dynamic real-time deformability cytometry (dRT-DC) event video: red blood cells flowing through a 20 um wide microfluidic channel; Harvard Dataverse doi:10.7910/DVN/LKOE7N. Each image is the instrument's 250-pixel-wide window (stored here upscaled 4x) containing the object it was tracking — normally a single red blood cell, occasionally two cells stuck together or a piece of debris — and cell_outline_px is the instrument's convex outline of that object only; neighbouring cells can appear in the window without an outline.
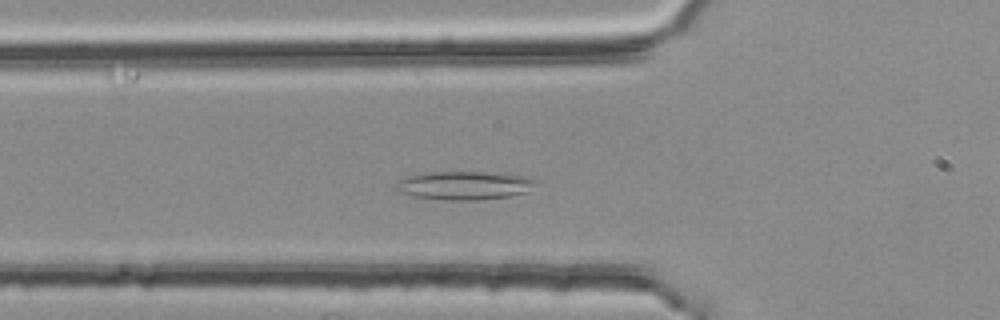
{"species": "common noctule bat (a hibernating species)", "species_latin": "Nyctalus noctula", "temperature_condition": "room temperature", "stored_images_in_passage": 46, "camera_frame_rate_fps": 3000, "um_per_image_px": 0.085, "animal": {"sex": "female", "body_mass_g": 25.1}, "frame": {"image": 1, "passage_image": 14, "time_ms": 4.333, "image_size_px": [1000, 320], "cell_outline_px": [[540, 180], [524, 192], [508, 196], [476, 200], [448, 200], [412, 196], [396, 192], [392, 188], [404, 176], [432, 172], [484, 172], [524, 176]], "centroid_in_image_um": [39.38, 15.76], "position_along_channel_um": 86.4, "area_um2": 23.12}}
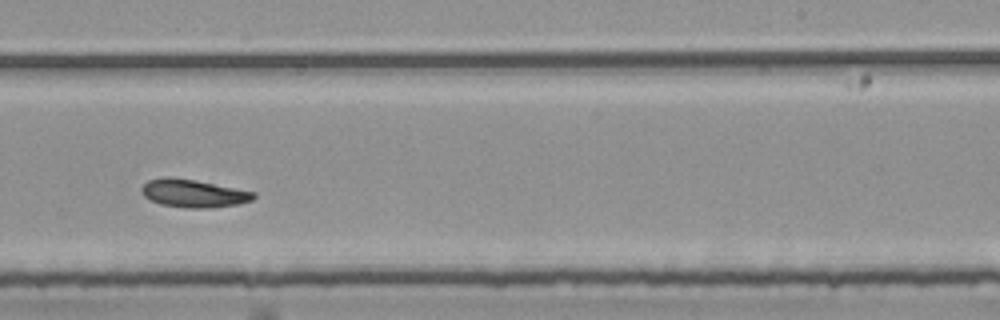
{"frame": {"image": 2, "passage_image": 29, "time_ms": 9.333, "image_size_px": [1000, 320], "cell_outline_px": [[256, 196], [252, 200], [236, 204], [208, 208], [188, 208], [160, 204], [144, 196], [140, 188], [148, 180], [164, 176], [168, 176], [196, 180], [256, 192]], "centroid_in_image_um": [16.43, 16.42], "position_along_channel_um": 272.6, "area_um2": 18.21}}
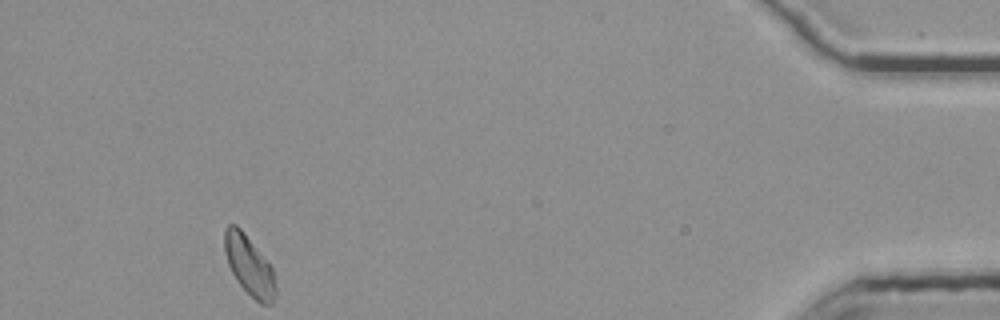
{"frame": {"image": 3, "passage_image": 46, "time_ms": 15.0, "image_size_px": [1000, 320], "cell_outline_px": [[276, 296], [272, 304], [260, 304], [236, 280], [228, 264], [224, 252], [224, 228], [228, 224], [236, 224], [244, 232], [272, 268], [276, 288]], "centroid_in_image_um": [21.16, 22.56], "position_along_channel_um": 414.0, "area_um2": 17.57}, "authors_computed_cell_mechanics": {"area_um2": 18.2359, "velocity_mm_per_s": 3.7191, "shape_relaxation_time_tau1_ms": null, "shape_relaxation_time_tau2_ms": 4.7991, "deformation_change_tau1": null, "deformation_change_tau2": 0.107}}